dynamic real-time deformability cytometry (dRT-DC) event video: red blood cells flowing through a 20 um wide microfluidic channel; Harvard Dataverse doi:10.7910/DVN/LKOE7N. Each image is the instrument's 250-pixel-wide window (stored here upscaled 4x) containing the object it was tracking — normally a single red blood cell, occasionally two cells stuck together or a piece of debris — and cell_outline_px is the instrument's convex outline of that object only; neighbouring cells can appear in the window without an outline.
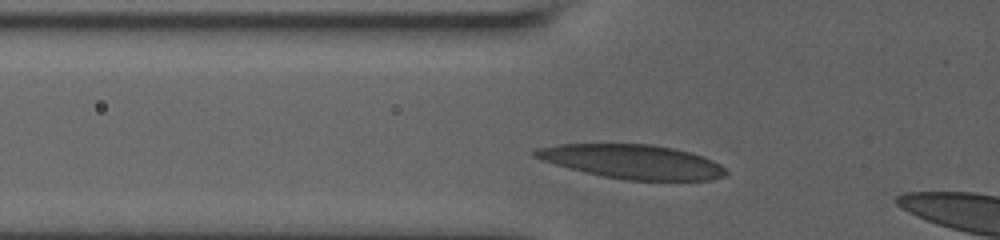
{"species": "human", "species_latin": "Homo sapiens", "temperature_condition": "room temperature", "stored_images_in_passage": 9, "camera_frame_rate_fps": 3000, "um_per_image_px": 0.085, "donor": {"sex": "male"}, "frame": {"image": 1, "passage_image": 6, "time_ms": 1.667, "image_size_px": [1000, 240], "cell_outline_px": [[728, 172], [724, 176], [712, 180], [628, 180], [604, 176], [584, 172], [568, 168], [532, 156], [532, 152], [536, 148], [556, 144], [652, 144], [672, 148], [688, 152], [712, 160], [720, 164]], "centroid_in_image_um": [53.73, 13.74], "position_along_channel_um": 72.1, "area_um2": 37.63}}